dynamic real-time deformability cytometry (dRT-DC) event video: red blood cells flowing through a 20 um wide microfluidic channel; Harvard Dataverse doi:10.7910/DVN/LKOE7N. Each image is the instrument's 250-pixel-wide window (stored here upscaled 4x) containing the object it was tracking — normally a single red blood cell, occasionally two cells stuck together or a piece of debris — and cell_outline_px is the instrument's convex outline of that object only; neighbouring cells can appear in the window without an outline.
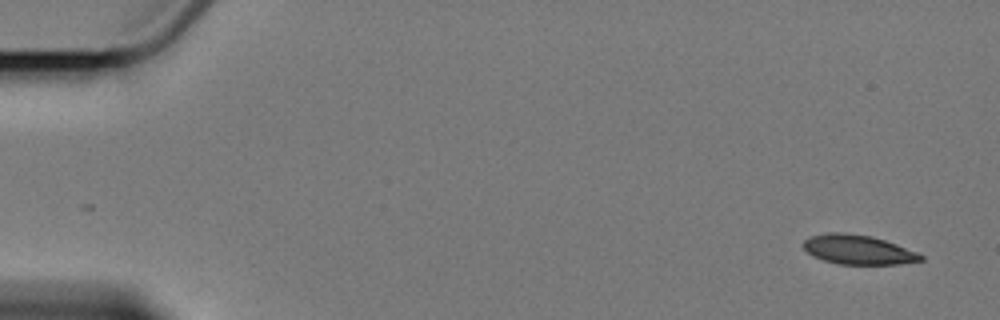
{"species": "Egyptian fruit bat (a non-hibernating species)", "species_latin": "Rousettus aegyptiacus", "temperature_condition": "cold", "stored_images_in_passage": 2, "camera_frame_rate_fps": 3000, "um_per_image_px": 0.085, "animal": {"sex": "female"}, "frame": {"image": 1, "passage_image": 2, "time_ms": 2.0, "image_size_px": [1000, 320], "cell_outline_px": [[924, 260], [900, 264], [840, 264], [824, 260], [812, 256], [804, 248], [804, 240], [808, 236], [828, 232], [840, 232], [872, 236], [896, 244], [916, 252], [924, 256]], "centroid_in_image_um": [72.92, 21.22], "position_along_channel_um": 12.1, "area_um2": 20.06}}